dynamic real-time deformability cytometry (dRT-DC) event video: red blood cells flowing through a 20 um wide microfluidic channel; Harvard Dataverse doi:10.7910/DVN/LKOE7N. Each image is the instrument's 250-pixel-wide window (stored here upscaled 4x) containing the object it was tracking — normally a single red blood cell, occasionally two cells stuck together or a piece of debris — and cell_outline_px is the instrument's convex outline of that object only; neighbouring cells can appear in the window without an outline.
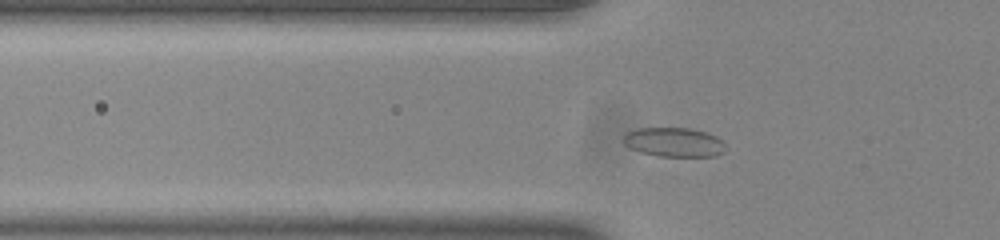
{"species": "common noctule bat (a hibernating species)", "species_latin": "Nyctalus noctula", "temperature_condition": "room temperature", "stored_images_in_passage": 44, "camera_frame_rate_fps": 3000, "um_per_image_px": 0.085, "animal": {"sex": "male", "body_mass_g": 20.0, "forearm_length_mm": 53.3}, "frame": {"image": 1, "passage_image": 9, "time_ms": 2.667, "image_size_px": [1000, 240], "cell_outline_px": [[728, 148], [724, 152], [716, 156], [660, 156], [640, 152], [624, 144], [624, 136], [628, 132], [636, 128], [692, 128], [716, 136]], "centroid_in_image_um": [57.32, 12.09], "position_along_channel_um": 68.5, "area_um2": 17.34}}
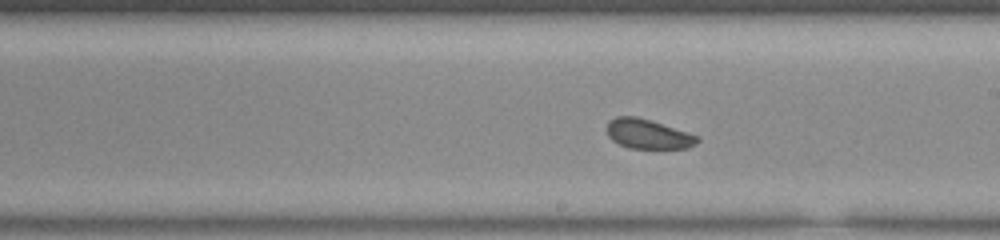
{"frame": {"image": 2, "passage_image": 22, "time_ms": 7.0, "image_size_px": [1000, 240], "cell_outline_px": [[700, 140], [696, 144], [688, 148], [628, 148], [612, 140], [608, 136], [608, 120], [616, 116], [636, 116], [652, 120], [700, 136]], "centroid_in_image_um": [55.11, 11.38], "position_along_channel_um": 233.9, "area_um2": 15.72}}
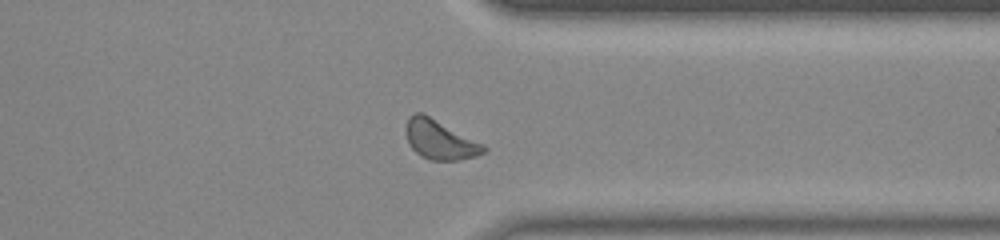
{"frame": {"image": 3, "passage_image": 33, "time_ms": 10.667, "image_size_px": [1000, 240], "cell_outline_px": [[488, 152], [476, 156], [456, 160], [432, 160], [420, 156], [412, 148], [408, 140], [404, 128], [408, 116], [416, 112], [424, 112], [484, 144], [488, 148]], "centroid_in_image_um": [37.4, 11.85], "position_along_channel_um": 374.0, "area_um2": 18.15}, "authors_computed_cell_mechanics": {"area_um2": 16.9354, "velocity_mm_per_s": 3.8483, "shape_relaxation_time_tau1_ms": 2.8108, "shape_relaxation_time_tau2_ms": null, "deformation_change_tau1": 0.0625, "deformation_change_tau2": null}}